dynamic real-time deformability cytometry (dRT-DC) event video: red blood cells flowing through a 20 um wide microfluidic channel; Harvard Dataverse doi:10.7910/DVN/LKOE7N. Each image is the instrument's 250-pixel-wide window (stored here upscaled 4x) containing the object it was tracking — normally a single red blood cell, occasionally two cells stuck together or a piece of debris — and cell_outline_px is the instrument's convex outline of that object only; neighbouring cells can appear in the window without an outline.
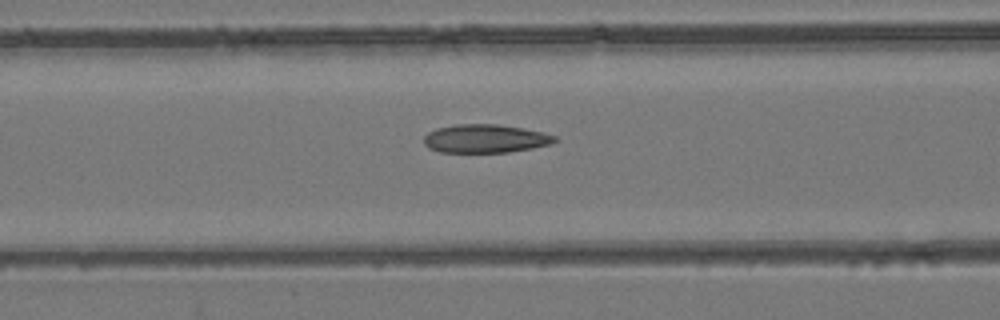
{"species": "common noctule bat (a hibernating species)", "species_latin": "Nyctalus noctula", "temperature_condition": "room temperature", "stored_images_in_passage": 38, "camera_frame_rate_fps": 3000, "um_per_image_px": 0.085, "animal": {"sex": "female", "body_mass_g": 24.6, "forearm_length_mm": 56.2}, "frame": {"image": 1, "passage_image": 6, "time_ms": 1.667, "image_size_px": [1000, 320], "cell_outline_px": [[560, 140], [548, 144], [532, 148], [508, 152], [440, 152], [428, 148], [424, 144], [424, 136], [428, 132], [436, 128], [456, 124], [496, 124], [524, 128], [544, 132], [556, 136]], "centroid_in_image_um": [41.25, 11.77], "position_along_channel_um": 125.4, "area_um2": 21.79}}
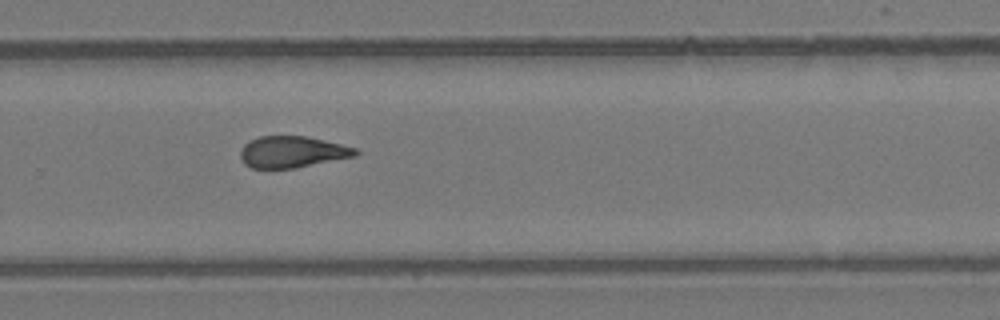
{"frame": {"image": 2, "passage_image": 20, "time_ms": 6.333, "image_size_px": [1000, 320], "cell_outline_px": [[360, 152], [356, 156], [296, 168], [252, 168], [244, 164], [240, 156], [240, 148], [248, 140], [260, 136], [308, 136], [356, 148]], "centroid_in_image_um": [24.82, 12.91], "position_along_channel_um": 305.0, "area_um2": 21.27}}
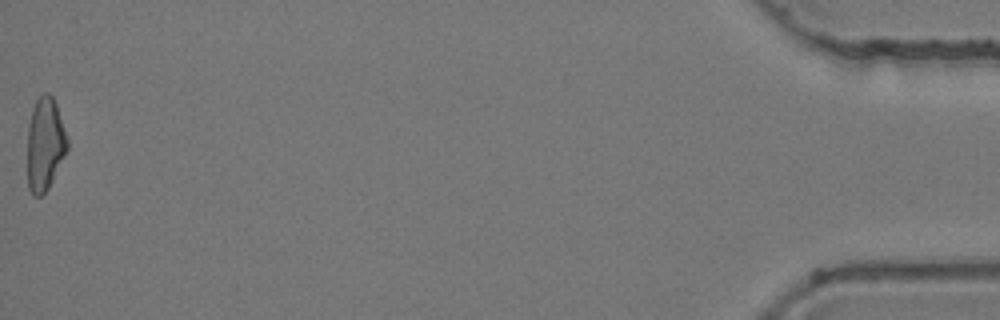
{"frame": {"image": 3, "passage_image": 38, "time_ms": 12.333, "image_size_px": [1000, 320], "cell_outline_px": [[68, 148], [48, 188], [40, 196], [32, 196], [28, 188], [28, 124], [32, 108], [36, 100], [44, 92], [48, 92], [52, 96], [56, 104], [68, 140]], "centroid_in_image_um": [3.81, 12.24], "position_along_channel_um": 431.4, "area_um2": 21.5}, "authors_computed_cell_mechanics": {"area_um2": 21.7617, "velocity_mm_per_s": 3.8536, "shape_relaxation_time_tau1_ms": null, "shape_relaxation_time_tau2_ms": 3.2104, "deformation_change_tau1": null, "deformation_change_tau2": 0.1239}}